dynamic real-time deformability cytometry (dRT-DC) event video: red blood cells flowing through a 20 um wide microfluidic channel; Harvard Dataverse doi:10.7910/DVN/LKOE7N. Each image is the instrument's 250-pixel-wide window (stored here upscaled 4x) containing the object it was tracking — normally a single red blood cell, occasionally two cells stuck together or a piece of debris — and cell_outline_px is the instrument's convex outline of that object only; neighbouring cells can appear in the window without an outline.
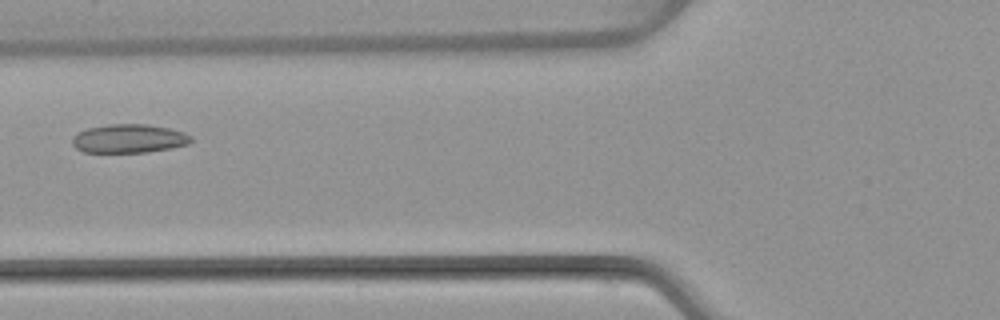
{"species": "common noctule bat (a hibernating species)", "species_latin": "Nyctalus noctula", "temperature_condition": "warm", "stored_images_in_passage": 2, "camera_frame_rate_fps": 3000, "um_per_image_px": 0.085, "animal": {"sex": "female", "body_mass_g": 22.7, "forearm_length_mm": 54.2}, "frame": {"image": 1, "passage_image": 2, "time_ms": 1.333, "image_size_px": [1000, 320], "cell_outline_px": [[192, 140], [188, 144], [172, 148], [148, 152], [84, 152], [76, 148], [72, 144], [72, 136], [88, 128], [108, 124], [148, 124], [168, 128], [184, 132], [192, 136]], "centroid_in_image_um": [10.97, 11.78], "position_along_channel_um": 114.8, "area_um2": 19.88}}